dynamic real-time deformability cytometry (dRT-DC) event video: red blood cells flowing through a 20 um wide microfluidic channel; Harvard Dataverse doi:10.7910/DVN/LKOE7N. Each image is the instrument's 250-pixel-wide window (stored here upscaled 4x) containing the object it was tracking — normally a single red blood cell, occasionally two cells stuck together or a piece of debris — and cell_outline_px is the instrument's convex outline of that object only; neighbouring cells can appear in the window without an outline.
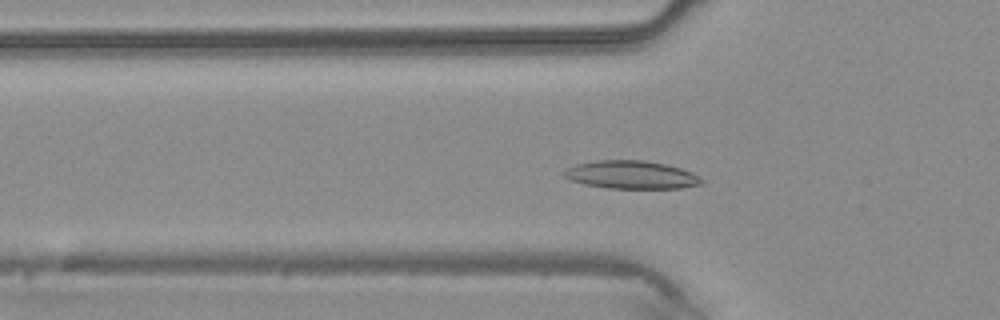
{"species": "common noctule bat (a hibernating species)", "species_latin": "Nyctalus noctula", "temperature_condition": "warm", "stored_images_in_passage": 41, "camera_frame_rate_fps": 3000, "um_per_image_px": 0.085, "animal": {"sex": "male", "body_mass_g": 20.4}, "frame": {"image": 1, "passage_image": 12, "time_ms": 3.667, "image_size_px": [1000, 320], "cell_outline_px": [[704, 180], [700, 184], [684, 188], [608, 188], [584, 184], [572, 180], [564, 176], [564, 168], [576, 164], [596, 160], [644, 160], [664, 164], [680, 168], [692, 172]], "centroid_in_image_um": [53.65, 14.85], "position_along_channel_um": 72.2, "area_um2": 22.43}}
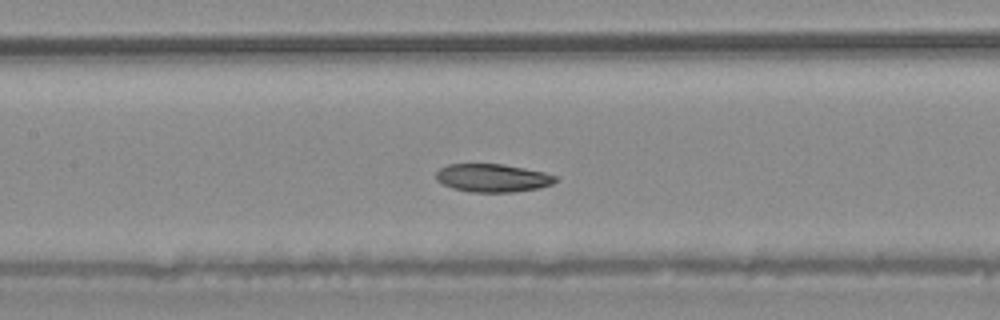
{"frame": {"image": 2, "passage_image": 18, "time_ms": 5.667, "image_size_px": [1000, 320], "cell_outline_px": [[556, 180], [552, 184], [540, 188], [512, 192], [468, 192], [452, 188], [436, 180], [436, 172], [440, 168], [448, 164], [504, 164], [544, 172], [556, 176]], "centroid_in_image_um": [41.86, 15.13], "position_along_channel_um": 165.5, "area_um2": 19.59}}
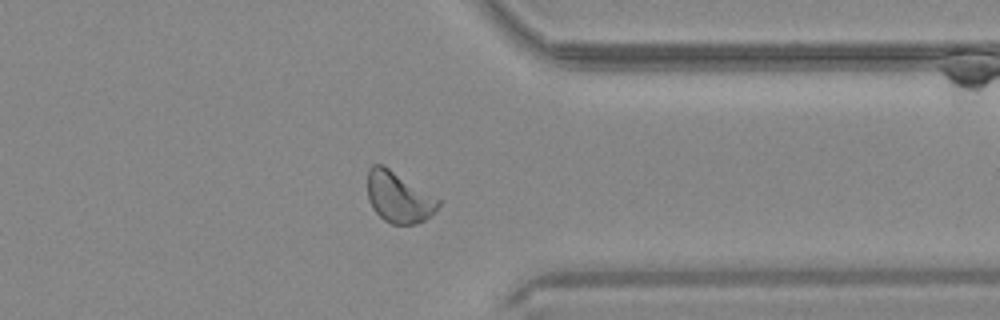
{"frame": {"image": 3, "passage_image": 32, "time_ms": 10.333, "image_size_px": [1000, 320], "cell_outline_px": [[440, 204], [424, 220], [412, 224], [392, 224], [384, 220], [372, 208], [368, 200], [368, 168], [372, 164], [384, 164], [440, 200]], "centroid_in_image_um": [33.84, 16.73], "position_along_channel_um": 377.6, "area_um2": 20.75}}